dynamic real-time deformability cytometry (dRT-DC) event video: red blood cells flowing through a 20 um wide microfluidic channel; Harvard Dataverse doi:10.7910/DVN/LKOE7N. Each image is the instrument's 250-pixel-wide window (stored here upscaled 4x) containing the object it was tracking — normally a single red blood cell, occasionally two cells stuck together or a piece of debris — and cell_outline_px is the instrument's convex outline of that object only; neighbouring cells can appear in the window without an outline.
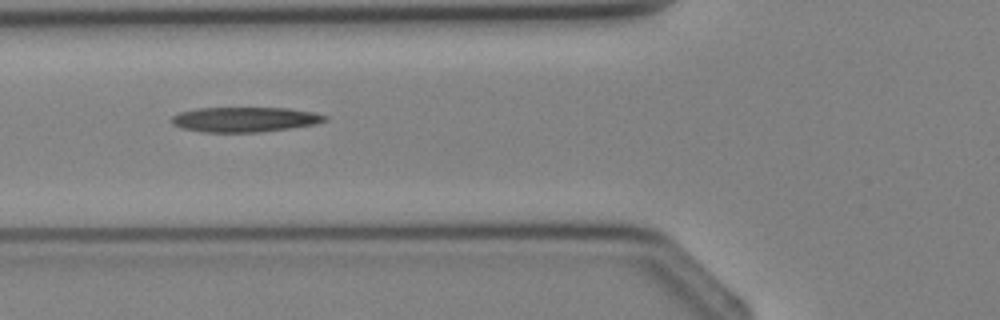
{"species": "Egyptian fruit bat (a non-hibernating species)", "species_latin": "Rousettus aegyptiacus", "temperature_condition": "cold", "stored_images_in_passage": 2, "camera_frame_rate_fps": 3000, "um_per_image_px": 0.085, "animal": {"sex": "female"}, "frame": {"image": 1, "passage_image": 2, "time_ms": 2.0, "image_size_px": [1000, 320], "cell_outline_px": [[328, 120], [312, 124], [292, 128], [260, 132], [204, 132], [184, 128], [172, 124], [168, 120], [172, 116], [180, 112], [196, 108], [288, 108], [312, 112], [328, 116]], "centroid_in_image_um": [20.78, 10.15], "position_along_channel_um": 105.0, "area_um2": 22.25}}